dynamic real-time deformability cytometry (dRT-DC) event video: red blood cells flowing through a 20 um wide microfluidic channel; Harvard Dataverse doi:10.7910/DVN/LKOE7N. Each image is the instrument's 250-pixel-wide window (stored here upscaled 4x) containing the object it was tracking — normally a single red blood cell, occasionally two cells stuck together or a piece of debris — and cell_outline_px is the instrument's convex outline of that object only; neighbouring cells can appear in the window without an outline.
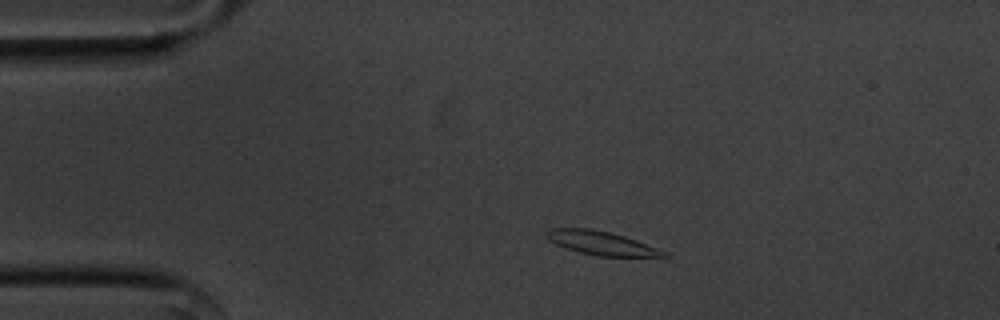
{"species": "common noctule bat (a hibernating species)", "species_latin": "Nyctalus noctula", "temperature_condition": "cold", "stored_images_in_passage": 53, "camera_frame_rate_fps": 3000, "um_per_image_px": 0.085, "animal": {"sex": "male", "body_mass_g": 20.1, "forearm_length_mm": 53.5}, "frame": {"image": 1, "passage_image": 8, "time_ms": 2.333, "image_size_px": [1000, 320], "cell_outline_px": [[668, 256], [600, 256], [580, 252], [556, 244], [548, 240], [548, 228], [588, 228], [608, 232], [624, 236], [636, 240], [656, 248], [664, 252]], "centroid_in_image_um": [51.06, 20.65], "position_along_channel_um": 33.9, "area_um2": 15.61}}
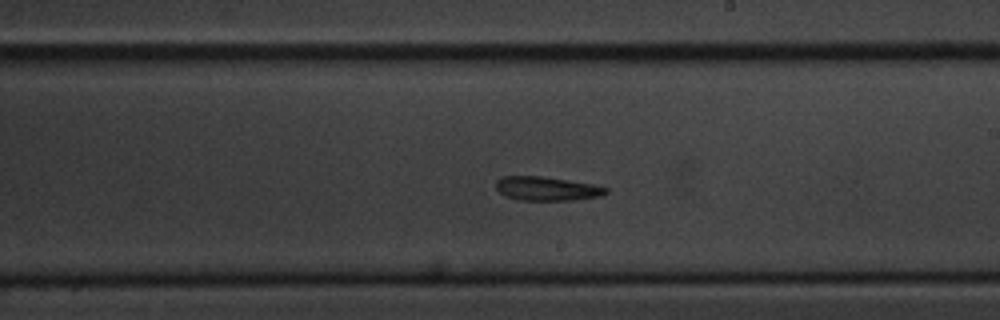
{"frame": {"image": 2, "passage_image": 29, "time_ms": 9.333, "image_size_px": [1000, 320], "cell_outline_px": [[608, 192], [600, 196], [572, 200], [520, 200], [504, 196], [496, 188], [496, 180], [504, 176], [544, 176], [592, 184], [608, 188]], "centroid_in_image_um": [46.46, 16.03], "position_along_channel_um": 242.5, "area_um2": 15.32}}
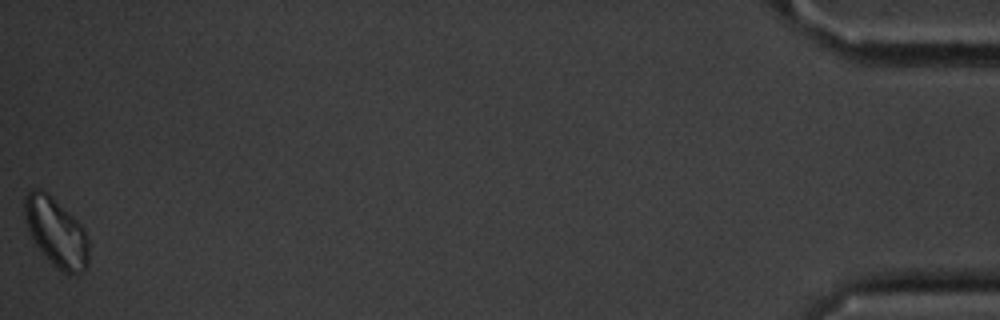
{"frame": {"image": 3, "passage_image": 53, "time_ms": 17.333, "image_size_px": [1000, 320], "cell_outline_px": [[88, 264], [84, 272], [68, 276], [32, 240], [28, 232], [24, 216], [24, 196], [32, 188], [44, 188], [84, 228], [88, 236]], "centroid_in_image_um": [4.77, 19.69], "position_along_channel_um": 430.4, "area_um2": 25.61}}